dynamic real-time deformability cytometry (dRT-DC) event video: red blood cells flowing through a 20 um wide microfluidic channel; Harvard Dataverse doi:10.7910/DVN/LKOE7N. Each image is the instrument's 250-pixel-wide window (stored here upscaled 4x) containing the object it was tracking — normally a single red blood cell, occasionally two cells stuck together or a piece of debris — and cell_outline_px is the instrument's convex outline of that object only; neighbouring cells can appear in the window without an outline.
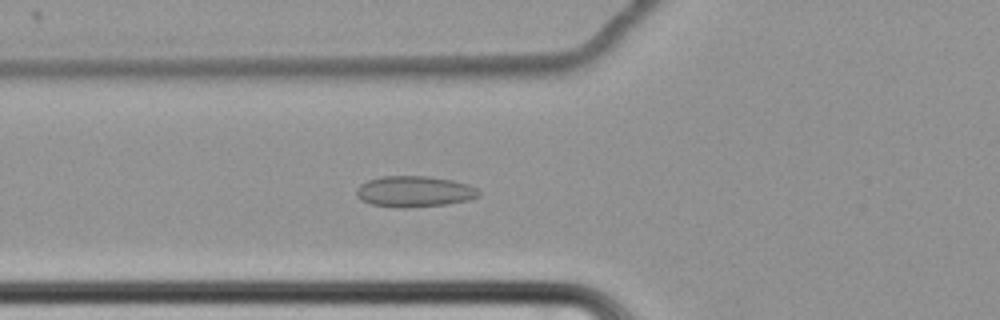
{"species": "common noctule bat (a hibernating species)", "species_latin": "Nyctalus noctula", "temperature_condition": "cold", "stored_images_in_passage": 66, "camera_frame_rate_fps": 3000, "um_per_image_px": 0.085, "animal": {"sex": "female", "body_mass_g": 22.7, "forearm_length_mm": 54.2}, "frame": {"image": 1, "passage_image": 28, "time_ms": 9.0, "image_size_px": [1000, 320], "cell_outline_px": [[480, 196], [468, 200], [448, 204], [408, 208], [400, 208], [372, 204], [360, 200], [356, 196], [356, 188], [360, 184], [368, 180], [380, 176], [428, 176], [452, 180], [468, 184], [476, 188], [480, 192]], "centroid_in_image_um": [35.21, 16.28], "position_along_channel_um": 90.6, "area_um2": 22.31}}
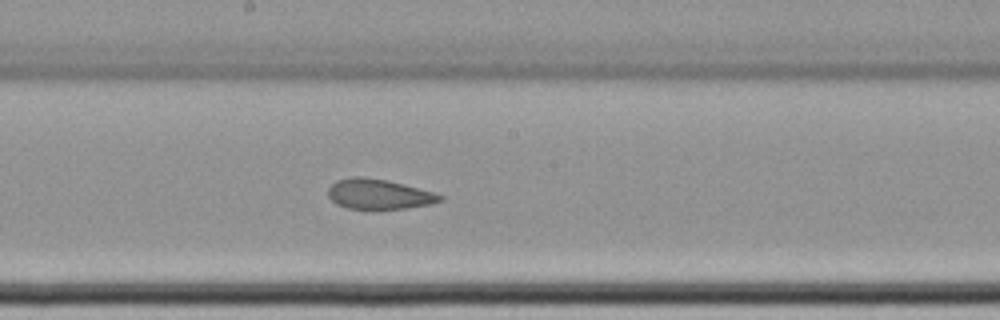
{"frame": {"image": 2, "passage_image": 39, "time_ms": 12.667, "image_size_px": [1000, 320], "cell_outline_px": [[444, 200], [432, 204], [408, 208], [372, 212], [368, 212], [348, 208], [336, 204], [328, 196], [328, 188], [336, 180], [352, 176], [364, 176], [388, 180], [404, 184], [432, 192], [444, 196]], "centroid_in_image_um": [32.19, 16.54], "position_along_channel_um": 216.0, "area_um2": 20.52}}
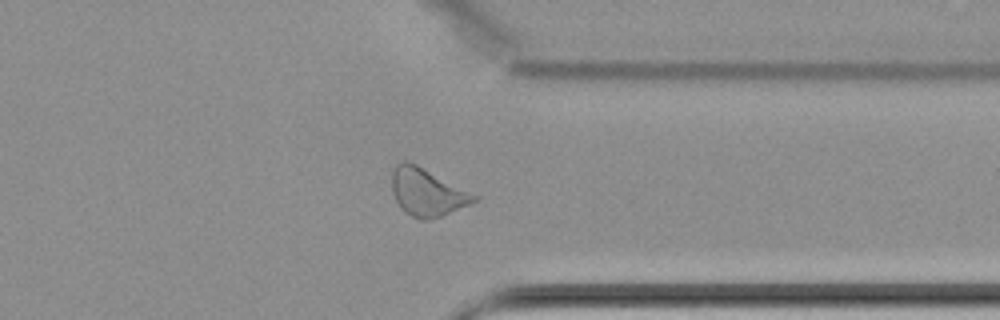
{"frame": {"image": 3, "passage_image": 53, "time_ms": 17.333, "image_size_px": [1000, 320], "cell_outline_px": [[480, 196], [476, 200], [468, 204], [440, 216], [428, 220], [420, 220], [404, 212], [400, 208], [392, 192], [392, 168], [400, 160], [408, 160]], "centroid_in_image_um": [36.26, 16.32], "position_along_channel_um": 375.1, "area_um2": 22.77}, "authors_computed_cell_mechanics": {"area_um2": 23.0044, "velocity_mm_per_s": 3.427, "shape_relaxation_time_tau1_ms": null, "shape_relaxation_time_tau2_ms": 2.111, "deformation_change_tau1": null, "deformation_change_tau2": 0.0825}}